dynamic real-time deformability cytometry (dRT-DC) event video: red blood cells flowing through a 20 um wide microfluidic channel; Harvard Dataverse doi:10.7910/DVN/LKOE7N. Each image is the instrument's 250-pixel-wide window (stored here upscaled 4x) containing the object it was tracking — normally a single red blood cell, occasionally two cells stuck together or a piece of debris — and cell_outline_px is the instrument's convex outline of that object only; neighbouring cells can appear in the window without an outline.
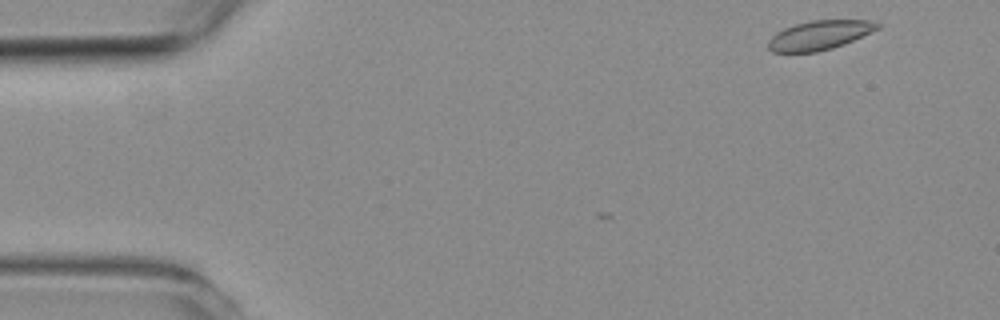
{"species": "common noctule bat (a hibernating species)", "species_latin": "Nyctalus noctula", "temperature_condition": "room temperature", "stored_images_in_passage": 2, "camera_frame_rate_fps": 3000, "um_per_image_px": 0.085, "animal": {"sex": "female", "body_mass_g": 19.3, "forearm_length_mm": 54.1}, "frame": {"image": 1, "passage_image": 2, "time_ms": 0.333, "image_size_px": [1000, 320], "cell_outline_px": [[880, 28], [844, 44], [832, 48], [816, 52], [772, 52], [768, 48], [768, 40], [776, 32], [784, 28], [796, 24], [812, 20], [872, 20], [880, 24]], "centroid_in_image_um": [69.65, 2.99], "position_along_channel_um": 15.3, "area_um2": 18.55}}